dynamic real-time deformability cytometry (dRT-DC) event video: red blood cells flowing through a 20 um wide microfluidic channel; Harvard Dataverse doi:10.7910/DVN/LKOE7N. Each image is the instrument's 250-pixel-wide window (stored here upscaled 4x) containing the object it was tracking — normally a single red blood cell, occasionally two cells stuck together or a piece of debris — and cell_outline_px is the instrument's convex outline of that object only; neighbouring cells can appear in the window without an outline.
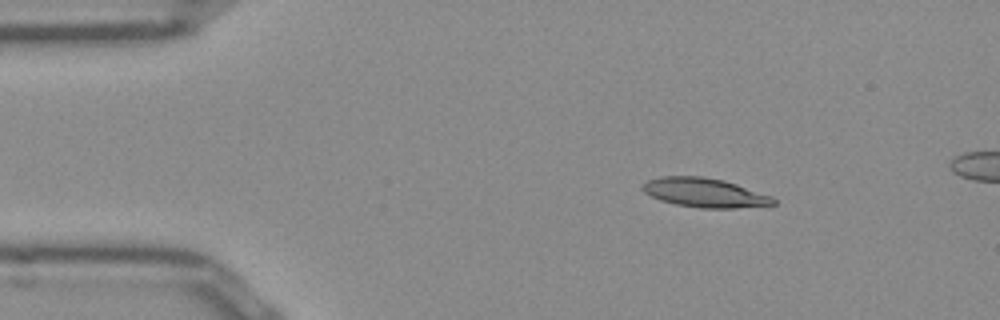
{"species": "Egyptian fruit bat (a non-hibernating species)", "species_latin": "Rousettus aegyptiacus", "temperature_condition": "room temperature", "stored_images_in_passage": 9, "camera_frame_rate_fps": 3000, "um_per_image_px": 0.085, "frame": {"image": 1, "passage_image": 1, "time_ms": 0.0, "image_size_px": [1000, 320], "cell_outline_px": [[776, 204], [736, 208], [700, 208], [676, 204], [660, 200], [644, 192], [640, 188], [648, 180], [664, 176], [700, 176], [724, 180], [772, 196], [776, 200]], "centroid_in_image_um": [59.9, 16.38], "position_along_channel_um": 25.1, "area_um2": 22.08}}